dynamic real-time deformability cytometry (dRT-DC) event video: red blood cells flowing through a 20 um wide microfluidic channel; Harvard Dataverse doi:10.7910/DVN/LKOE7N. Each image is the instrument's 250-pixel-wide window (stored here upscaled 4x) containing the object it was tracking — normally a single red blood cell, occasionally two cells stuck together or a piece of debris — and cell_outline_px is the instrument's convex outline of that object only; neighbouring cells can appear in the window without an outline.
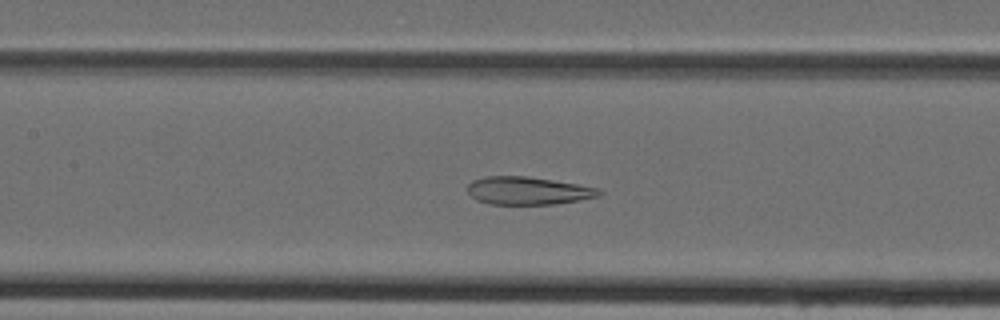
{"species": "Egyptian fruit bat (a non-hibernating species)", "species_latin": "Rousettus aegyptiacus", "temperature_condition": "cold", "stored_images_in_passage": 40, "camera_frame_rate_fps": 3000, "um_per_image_px": 0.085, "animal": {"sex": "female"}, "frame": {"image": 1, "passage_image": 15, "time_ms": 4.667, "image_size_px": [1000, 320], "cell_outline_px": [[604, 192], [600, 196], [580, 200], [556, 204], [492, 204], [476, 200], [468, 192], [468, 184], [472, 180], [484, 176], [524, 176], [552, 180], [600, 188]], "centroid_in_image_um": [44.9, 16.21], "position_along_channel_um": 162.5, "area_um2": 21.39}}
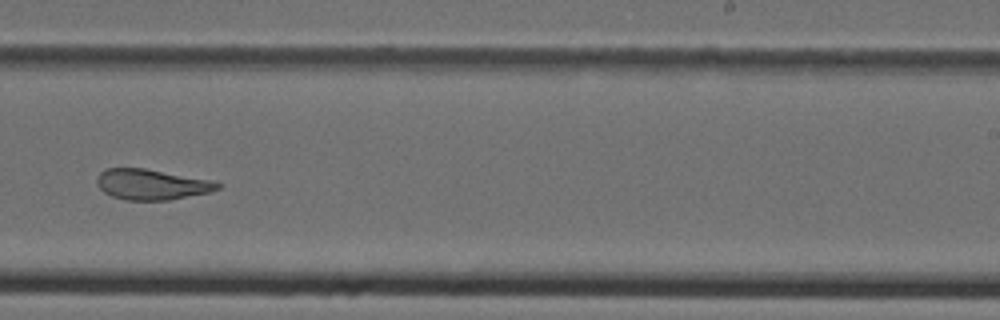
{"frame": {"image": 2, "passage_image": 23, "time_ms": 7.333, "image_size_px": [1000, 320], "cell_outline_px": [[220, 188], [208, 192], [168, 200], [124, 200], [112, 196], [104, 192], [96, 184], [96, 180], [100, 172], [104, 168], [144, 168], [208, 180], [220, 184]], "centroid_in_image_um": [12.8, 15.68], "position_along_channel_um": 276.2, "area_um2": 21.15}}
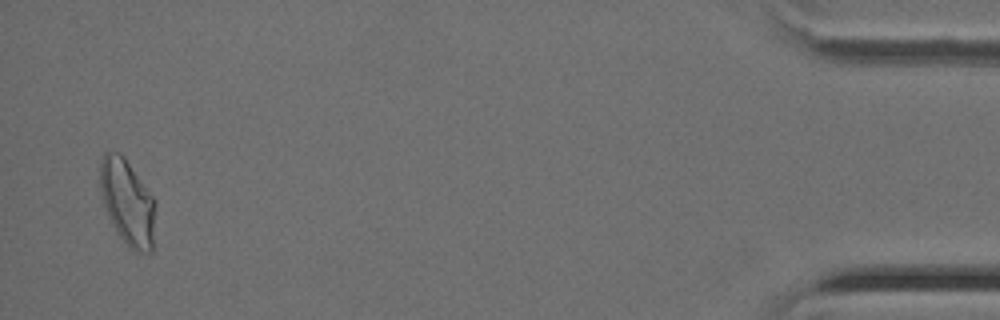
{"frame": {"image": 3, "passage_image": 39, "time_ms": 12.667, "image_size_px": [1000, 320], "cell_outline_px": [[156, 204], [152, 252], [136, 252], [128, 248], [112, 224], [104, 204], [100, 192], [100, 160], [104, 152], [120, 152], [124, 156], [152, 196]], "centroid_in_image_um": [10.83, 17.2], "position_along_channel_um": 424.4, "area_um2": 27.63}}